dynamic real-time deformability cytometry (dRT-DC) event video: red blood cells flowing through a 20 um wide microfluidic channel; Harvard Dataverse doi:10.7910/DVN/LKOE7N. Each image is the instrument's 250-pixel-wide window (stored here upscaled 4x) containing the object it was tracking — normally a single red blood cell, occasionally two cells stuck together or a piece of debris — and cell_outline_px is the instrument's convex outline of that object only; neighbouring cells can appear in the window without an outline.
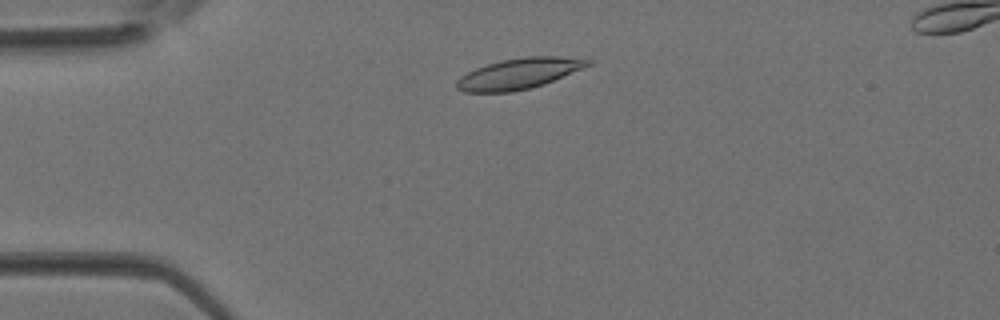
{"species": "Egyptian fruit bat (a non-hibernating species)", "species_latin": "Rousettus aegyptiacus", "temperature_condition": "room temperature", "stored_images_in_passage": 2, "camera_frame_rate_fps": 3000, "um_per_image_px": 0.085, "animal": {"sex": "female"}, "frame": {"image": 1, "passage_image": 1, "time_ms": 0.0, "image_size_px": [1000, 320], "cell_outline_px": [[592, 64], [544, 84], [532, 88], [512, 92], [464, 92], [456, 88], [456, 80], [460, 76], [476, 68], [488, 64], [504, 60], [524, 56], [560, 56], [592, 60]], "centroid_in_image_um": [44.1, 6.26], "position_along_channel_um": 40.9, "area_um2": 23.41}}